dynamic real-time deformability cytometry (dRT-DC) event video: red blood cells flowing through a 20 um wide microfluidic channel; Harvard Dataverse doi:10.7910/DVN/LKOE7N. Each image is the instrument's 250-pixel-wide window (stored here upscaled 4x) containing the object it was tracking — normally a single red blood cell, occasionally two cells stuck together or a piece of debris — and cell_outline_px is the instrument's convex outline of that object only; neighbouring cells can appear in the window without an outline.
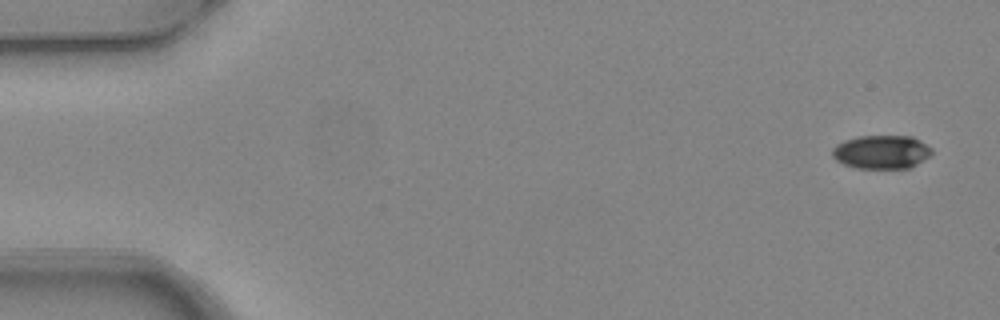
{"species": "common noctule bat (a hibernating species)", "species_latin": "Nyctalus noctula", "temperature_condition": "warm", "stored_images_in_passage": 5, "segment_of_instrument_passage": [2, 2], "camera_frame_rate_fps": 3000, "um_per_image_px": 0.085, "animal": {"sex": "female", "body_mass_g": 24.6, "forearm_length_mm": 56.2}, "frame": {"image": 1, "passage_image": 5, "time_ms": 1.333, "image_size_px": [1000, 320], "cell_outline_px": [[932, 152], [928, 156], [916, 164], [908, 168], [856, 168], [844, 164], [836, 160], [832, 156], [832, 148], [836, 144], [844, 140], [860, 136], [912, 136], [920, 140], [932, 148]], "centroid_in_image_um": [74.9, 12.91], "position_along_channel_um": 10.1, "area_um2": 19.42}}